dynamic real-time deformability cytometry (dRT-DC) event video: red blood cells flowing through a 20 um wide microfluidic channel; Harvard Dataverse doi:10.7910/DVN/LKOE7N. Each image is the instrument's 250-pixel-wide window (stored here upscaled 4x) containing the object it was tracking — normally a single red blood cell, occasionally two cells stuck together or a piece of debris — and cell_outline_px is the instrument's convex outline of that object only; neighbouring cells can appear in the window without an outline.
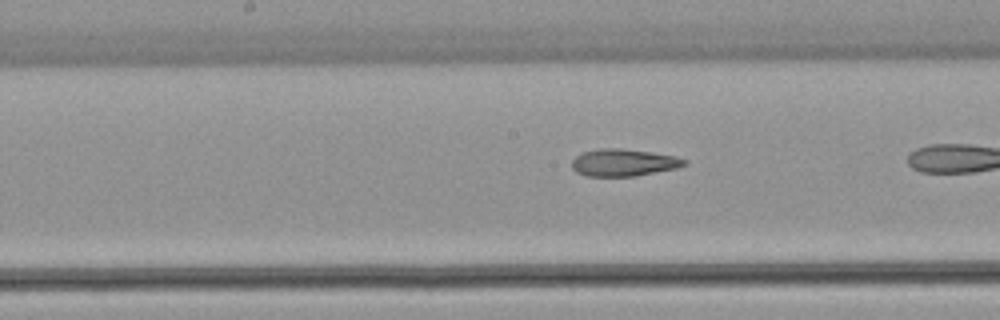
{"species": "common noctule bat (a hibernating species)", "species_latin": "Nyctalus noctula", "temperature_condition": "warm", "stored_images_in_passage": 26, "camera_frame_rate_fps": 3000, "um_per_image_px": 0.085, "animal": {"sex": "female", "body_mass_g": 22.7, "forearm_length_mm": 54.2}, "frame": {"image": 1, "passage_image": 12, "time_ms": 3.667, "image_size_px": [1000, 320], "cell_outline_px": [[688, 164], [676, 168], [636, 176], [584, 176], [576, 172], [572, 168], [572, 160], [580, 152], [600, 148], [620, 148], [676, 156], [688, 160]], "centroid_in_image_um": [52.98, 13.82], "position_along_channel_um": 195.2, "area_um2": 17.92}}